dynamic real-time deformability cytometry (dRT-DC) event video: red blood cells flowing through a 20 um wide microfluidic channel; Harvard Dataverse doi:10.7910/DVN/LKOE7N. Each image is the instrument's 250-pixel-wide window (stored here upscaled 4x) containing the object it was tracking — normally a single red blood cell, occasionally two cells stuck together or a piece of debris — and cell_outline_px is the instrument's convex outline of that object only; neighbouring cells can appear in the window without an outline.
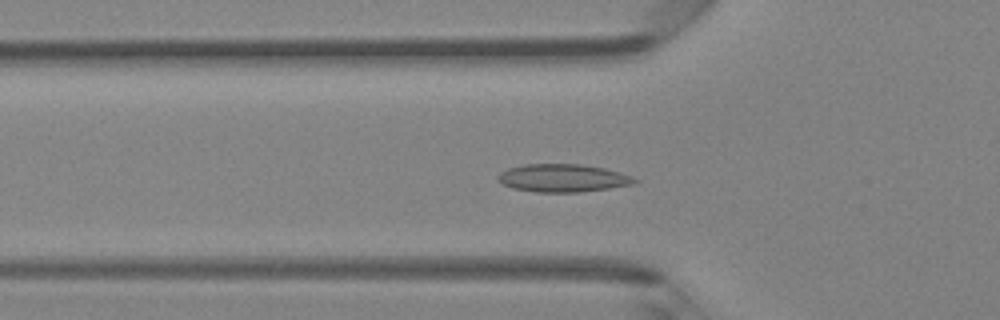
{"species": "Egyptian fruit bat (a non-hibernating species)", "species_latin": "Rousettus aegyptiacus", "temperature_condition": "room temperature", "stored_images_in_passage": 33, "camera_frame_rate_fps": 3000, "um_per_image_px": 0.085, "animal": {"sex": "female"}, "frame": {"image": 1, "passage_image": 2, "time_ms": 0.333, "image_size_px": [1000, 320], "cell_outline_px": [[640, 180], [636, 184], [580, 192], [536, 192], [512, 188], [496, 180], [496, 176], [500, 172], [508, 168], [524, 164], [580, 164], [604, 168], [620, 172], [632, 176]], "centroid_in_image_um": [47.85, 15.13], "position_along_channel_um": 78.0, "area_um2": 22.37}}
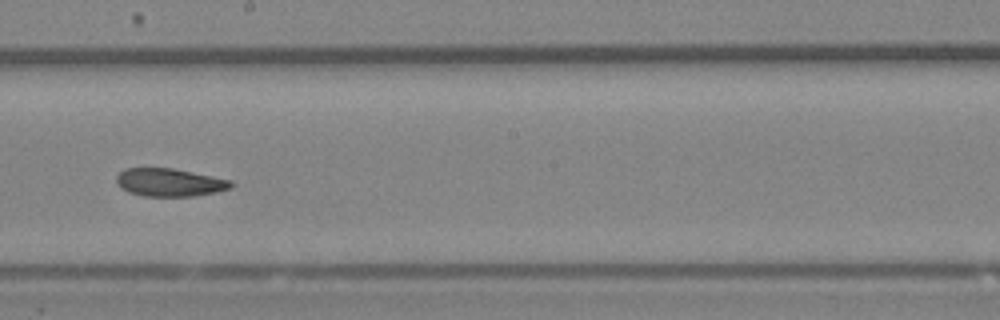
{"frame": {"image": 2, "passage_image": 13, "time_ms": 4.0, "image_size_px": [1000, 320], "cell_outline_px": [[236, 184], [232, 188], [216, 192], [192, 196], [144, 196], [128, 192], [120, 188], [116, 180], [116, 176], [124, 168], [172, 168], [232, 180]], "centroid_in_image_um": [14.43, 15.5], "position_along_channel_um": 233.8, "area_um2": 18.79}}
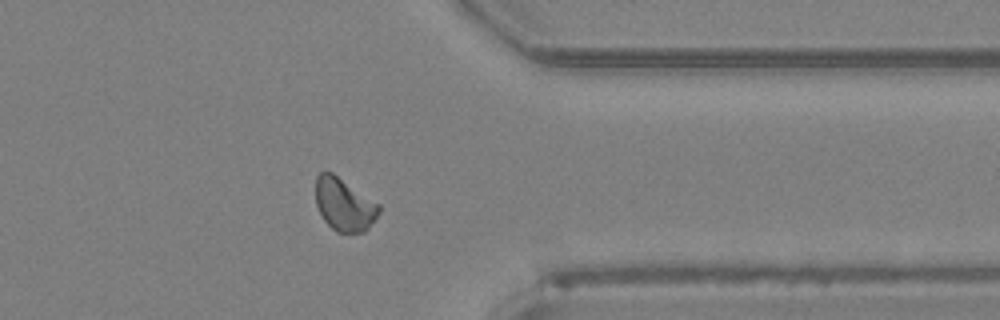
{"frame": {"image": 3, "passage_image": 24, "time_ms": 7.667, "image_size_px": [1000, 320], "cell_outline_px": [[380, 212], [368, 228], [364, 232], [336, 232], [324, 220], [316, 204], [316, 176], [320, 172], [332, 172], [380, 204]], "centroid_in_image_um": [29.26, 17.38], "position_along_channel_um": 382.1, "area_um2": 19.36}, "authors_computed_cell_mechanics": {"area_um2": 19.363, "velocity_mm_per_s": 4.2731, "shape_relaxation_time_tau1_ms": null, "shape_relaxation_time_tau2_ms": 5.3397, "deformation_change_tau1": null, "deformation_change_tau2": 0.073}}